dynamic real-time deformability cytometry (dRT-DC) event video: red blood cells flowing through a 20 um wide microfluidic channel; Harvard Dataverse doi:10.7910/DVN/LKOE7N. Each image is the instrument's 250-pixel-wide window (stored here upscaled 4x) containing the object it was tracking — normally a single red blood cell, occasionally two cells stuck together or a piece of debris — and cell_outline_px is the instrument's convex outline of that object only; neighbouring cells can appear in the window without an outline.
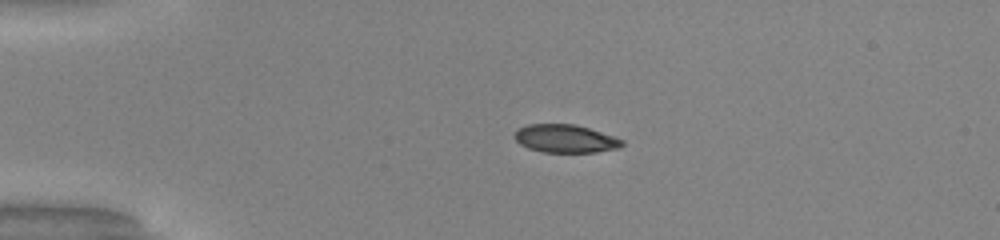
{"species": "common noctule bat (a hibernating species)", "species_latin": "Nyctalus noctula", "temperature_condition": "warm", "stored_images_in_passage": 39, "camera_frame_rate_fps": 3000, "um_per_image_px": 0.085, "animal": {"sex": "male", "body_mass_g": 20.0, "forearm_length_mm": 53.3}, "frame": {"image": 1, "passage_image": 1, "time_ms": 0.0, "image_size_px": [1000, 240], "cell_outline_px": [[624, 144], [620, 148], [596, 152], [544, 152], [528, 148], [520, 144], [512, 136], [516, 128], [528, 124], [576, 124], [624, 140]], "centroid_in_image_um": [48.02, 11.78], "position_along_channel_um": 37.0, "area_um2": 17.69}}
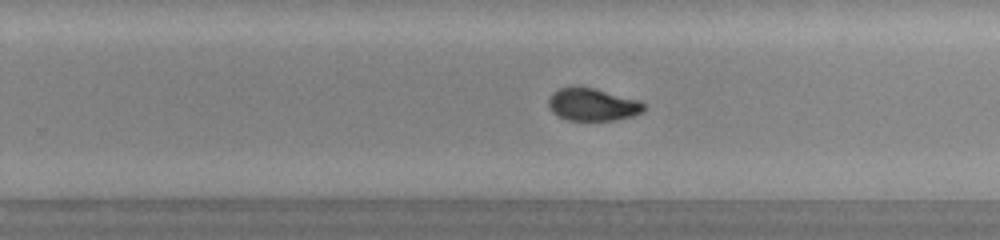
{"frame": {"image": 2, "passage_image": 22, "time_ms": 7.0, "image_size_px": [1000, 240], "cell_outline_px": [[648, 108], [644, 112], [632, 116], [616, 120], [568, 120], [556, 116], [548, 108], [548, 96], [552, 92], [560, 88], [592, 88], [640, 100], [648, 104]], "centroid_in_image_um": [50.4, 8.91], "position_along_channel_um": 279.4, "area_um2": 18.26}}
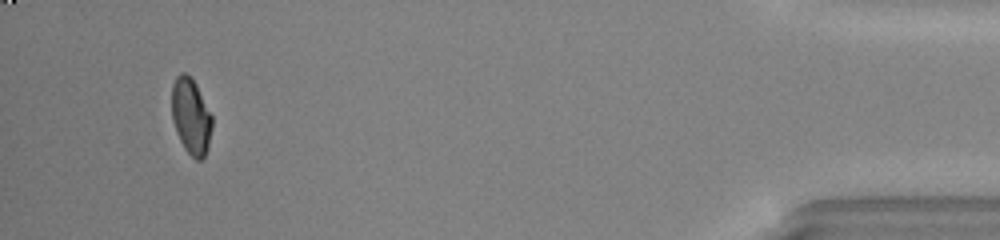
{"frame": {"image": 3, "passage_image": 37, "time_ms": 12.0, "image_size_px": [1000, 240], "cell_outline_px": [[212, 128], [208, 148], [204, 156], [200, 160], [196, 160], [184, 148], [176, 132], [172, 120], [172, 84], [176, 76], [180, 72], [184, 72], [196, 84], [212, 116]], "centroid_in_image_um": [16.23, 9.89], "position_along_channel_um": 419.0, "area_um2": 17.8}, "authors_computed_cell_mechanics": {"area_um2": 18.785, "velocity_mm_per_s": 4.1442, "shape_relaxation_time_tau1_ms": 4.1345, "shape_relaxation_time_tau2_ms": 0.8004, "deformation_change_tau1": 0.1532, "deformation_change_tau2": 0.043}}